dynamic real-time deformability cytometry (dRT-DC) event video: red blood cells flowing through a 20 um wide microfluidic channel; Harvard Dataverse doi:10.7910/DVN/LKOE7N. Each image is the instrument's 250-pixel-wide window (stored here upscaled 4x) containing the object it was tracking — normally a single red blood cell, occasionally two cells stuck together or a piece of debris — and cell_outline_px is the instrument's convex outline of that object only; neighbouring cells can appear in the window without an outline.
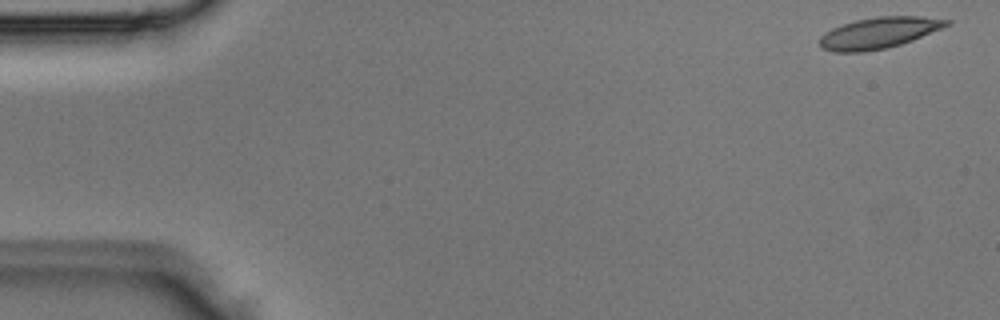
{"species": "Egyptian fruit bat (a non-hibernating species)", "species_latin": "Rousettus aegyptiacus", "temperature_condition": "room temperature", "stored_images_in_passage": 4, "camera_frame_rate_fps": 3000, "um_per_image_px": 0.085, "animal": {"sex": "male"}, "frame": {"image": 1, "passage_image": 1, "time_ms": 0.0, "image_size_px": [1000, 320], "cell_outline_px": [[952, 24], [912, 40], [900, 44], [884, 48], [864, 52], [832, 52], [824, 48], [820, 44], [820, 36], [824, 32], [832, 28], [856, 20], [876, 16], [920, 16], [952, 20]], "centroid_in_image_um": [74.71, 2.78], "position_along_channel_um": 10.3, "area_um2": 22.95}}
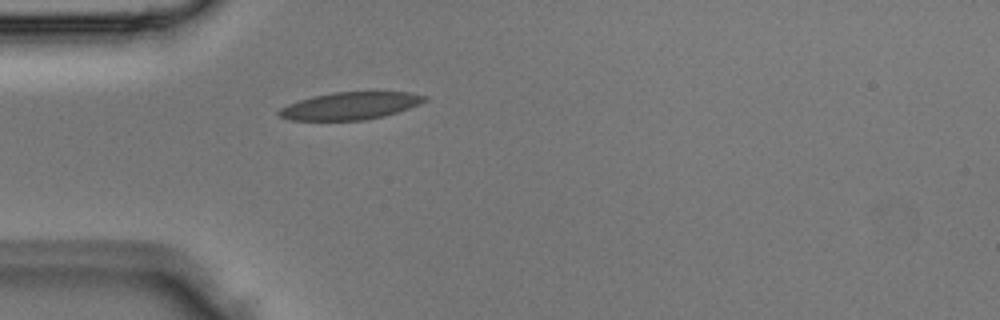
{"frame": {"image": 2, "passage_image": 4, "time_ms": 1.0, "image_size_px": [1000, 320], "cell_outline_px": [[428, 100], [420, 104], [384, 116], [364, 120], [288, 120], [280, 116], [276, 112], [280, 108], [288, 104], [312, 96], [332, 92], [408, 92], [428, 96]], "centroid_in_image_um": [29.76, 8.99], "position_along_channel_um": 55.2, "area_um2": 23.24}}